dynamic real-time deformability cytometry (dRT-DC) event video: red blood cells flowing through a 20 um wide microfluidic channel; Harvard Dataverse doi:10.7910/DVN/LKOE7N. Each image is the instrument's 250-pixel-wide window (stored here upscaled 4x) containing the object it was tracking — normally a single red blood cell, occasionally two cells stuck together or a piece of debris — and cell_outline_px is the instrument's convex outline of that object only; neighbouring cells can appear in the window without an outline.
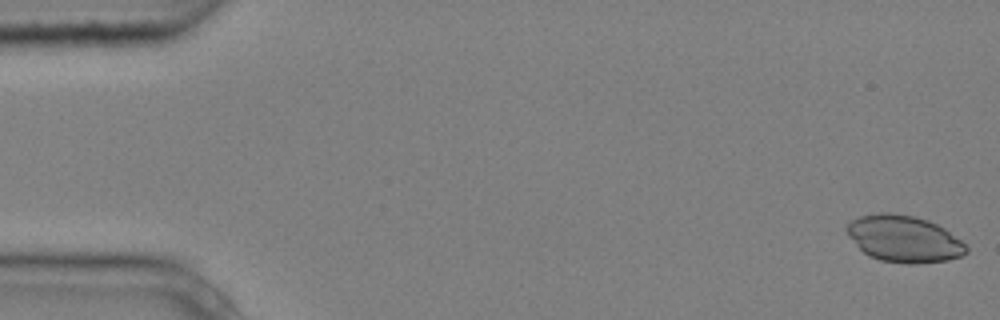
{"species": "common noctule bat (a hibernating species)", "species_latin": "Nyctalus noctula", "temperature_condition": "cold", "stored_images_in_passage": 5, "camera_frame_rate_fps": 3000, "um_per_image_px": 0.085, "animal": {"sex": "male", "body_mass_g": 20.4}, "frame": {"image": 1, "passage_image": 1, "time_ms": 0.0, "image_size_px": [1000, 320], "cell_outline_px": [[968, 252], [960, 256], [948, 260], [916, 264], [908, 264], [880, 260], [868, 256], [848, 236], [844, 228], [852, 220], [860, 216], [880, 212], [888, 212], [912, 216], [928, 220], [944, 228], [960, 240], [968, 248]], "centroid_in_image_um": [76.82, 20.3], "position_along_channel_um": 8.2, "area_um2": 32.43}}